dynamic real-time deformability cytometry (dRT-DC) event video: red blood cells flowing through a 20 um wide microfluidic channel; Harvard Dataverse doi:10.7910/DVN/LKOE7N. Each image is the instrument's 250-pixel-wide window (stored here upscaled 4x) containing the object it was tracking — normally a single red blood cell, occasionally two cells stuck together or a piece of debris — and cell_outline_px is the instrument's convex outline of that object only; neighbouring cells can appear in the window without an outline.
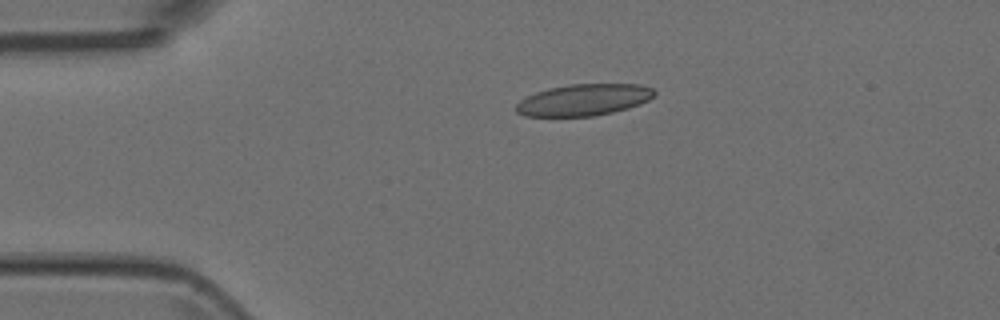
{"species": "Egyptian fruit bat (a non-hibernating species)", "species_latin": "Rousettus aegyptiacus", "temperature_condition": "room temperature", "stored_images_in_passage": 3, "camera_frame_rate_fps": 3000, "um_per_image_px": 0.085, "animal": {"sex": "female"}, "frame": {"image": 1, "passage_image": 1, "time_ms": 0.0, "image_size_px": [1000, 320], "cell_outline_px": [[656, 92], [648, 100], [640, 104], [628, 108], [612, 112], [592, 116], [524, 116], [516, 112], [516, 104], [520, 100], [536, 92], [548, 88], [568, 84], [640, 84], [652, 88]], "centroid_in_image_um": [49.61, 8.48], "position_along_channel_um": 35.4, "area_um2": 25.37}}